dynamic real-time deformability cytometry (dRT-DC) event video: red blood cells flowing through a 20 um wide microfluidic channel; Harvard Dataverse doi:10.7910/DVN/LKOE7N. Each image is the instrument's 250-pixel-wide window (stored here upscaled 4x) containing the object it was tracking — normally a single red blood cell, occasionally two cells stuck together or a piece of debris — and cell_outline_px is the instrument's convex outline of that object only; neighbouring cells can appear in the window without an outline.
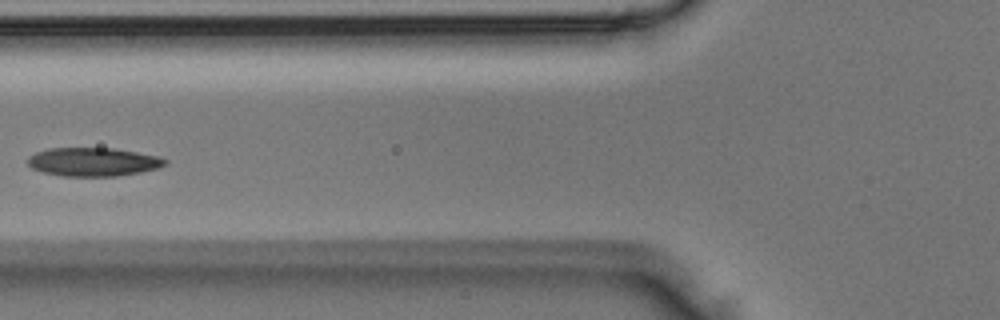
{"species": "Egyptian fruit bat (a non-hibernating species)", "species_latin": "Rousettus aegyptiacus", "temperature_condition": "room temperature", "stored_images_in_passage": 5, "camera_frame_rate_fps": 3000, "um_per_image_px": 0.085, "animal": {"sex": "male"}, "frame": {"image": 1, "passage_image": 4, "time_ms": 1.0, "image_size_px": [1000, 320], "cell_outline_px": [[168, 164], [160, 168], [140, 172], [116, 176], [64, 176], [44, 172], [32, 168], [28, 164], [28, 156], [36, 152], [48, 148], [112, 148], [160, 156], [168, 160]], "centroid_in_image_um": [7.96, 13.76], "position_along_channel_um": 117.8, "area_um2": 22.95}}
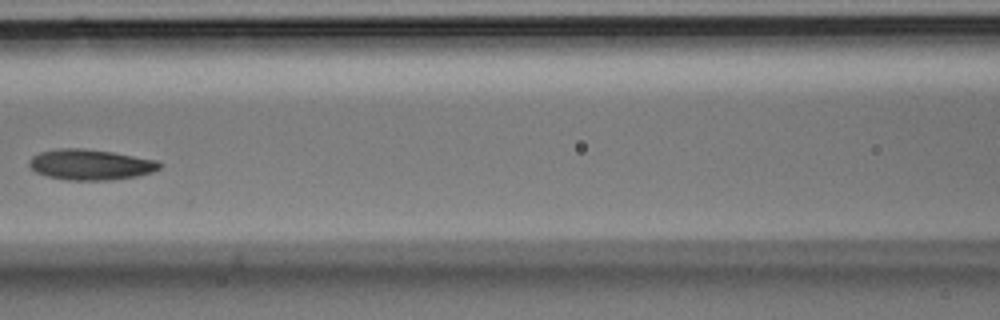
{"frame": {"image": 2, "passage_image": 5, "time_ms": 1.333, "image_size_px": [1000, 320], "cell_outline_px": [[164, 164], [160, 168], [152, 172], [136, 176], [108, 180], [68, 180], [48, 176], [36, 172], [28, 164], [28, 160], [32, 156], [40, 152], [60, 148], [84, 148], [112, 152], [156, 160]], "centroid_in_image_um": [7.69, 13.98], "position_along_channel_um": 158.9, "area_um2": 23.18}}